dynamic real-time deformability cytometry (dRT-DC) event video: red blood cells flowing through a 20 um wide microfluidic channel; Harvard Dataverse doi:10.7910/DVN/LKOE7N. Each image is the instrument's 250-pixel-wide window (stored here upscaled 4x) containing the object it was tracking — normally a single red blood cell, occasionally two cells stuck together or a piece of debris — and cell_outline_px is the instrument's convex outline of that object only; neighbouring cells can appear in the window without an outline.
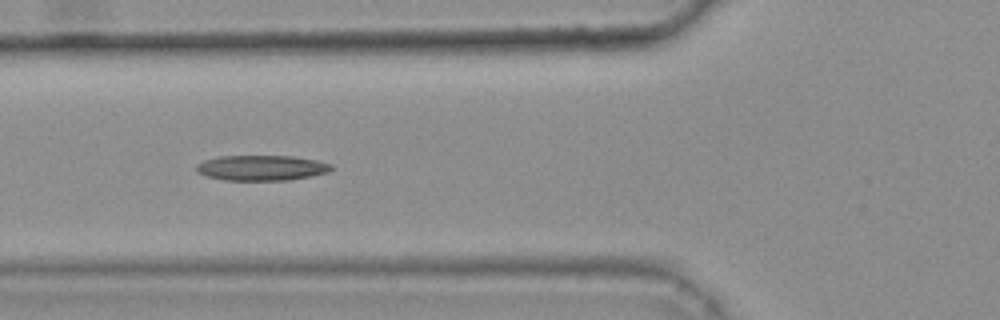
{"species": "common noctule bat (a hibernating species)", "species_latin": "Nyctalus noctula", "temperature_condition": "warm", "stored_images_in_passage": 46, "camera_frame_rate_fps": 3000, "um_per_image_px": 0.085, "animal": {"sex": "female", "body_mass_g": 25.1}, "frame": {"image": 1, "passage_image": 20, "time_ms": 6.333, "image_size_px": [1000, 320], "cell_outline_px": [[332, 168], [328, 172], [288, 180], [224, 180], [208, 176], [196, 172], [196, 164], [204, 160], [220, 156], [292, 156], [316, 160], [332, 164]], "centroid_in_image_um": [22.2, 14.26], "position_along_channel_um": 103.6, "area_um2": 19.77}, "authors_computed_cell_mechanics": {"area_um2": 19.7676, "velocity_mm_per_s": 3.7793, "shape_relaxation_time_tau1_ms": null, "shape_relaxation_time_tau2_ms": 9.1862, "deformation_change_tau1": null, "deformation_change_tau2": 0.208}}